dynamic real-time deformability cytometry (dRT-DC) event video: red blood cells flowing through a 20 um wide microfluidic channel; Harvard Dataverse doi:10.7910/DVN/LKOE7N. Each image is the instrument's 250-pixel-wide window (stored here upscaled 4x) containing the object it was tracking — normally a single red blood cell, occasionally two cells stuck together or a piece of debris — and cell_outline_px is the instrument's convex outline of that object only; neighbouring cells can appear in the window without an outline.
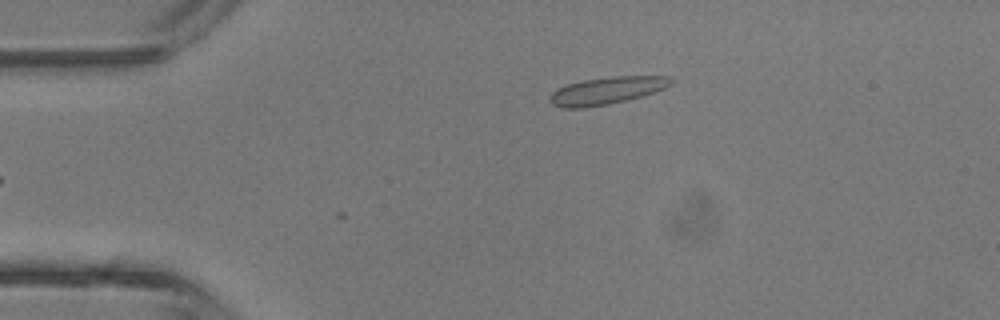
{"species": "common noctule bat (a hibernating species)", "species_latin": "Nyctalus noctula", "temperature_condition": "room temperature", "stored_images_in_passage": 2, "camera_frame_rate_fps": 3000, "um_per_image_px": 0.085, "animal": {"sex": "male", "body_mass_g": 13.3}, "frame": {"image": 1, "passage_image": 1, "time_ms": 0.0, "image_size_px": [1000, 320], "cell_outline_px": [[676, 80], [672, 84], [664, 88], [644, 96], [608, 104], [584, 108], [560, 108], [552, 104], [548, 100], [552, 92], [556, 88], [580, 80], [612, 76], [672, 76]], "centroid_in_image_um": [51.58, 7.69], "position_along_channel_um": 33.4, "area_um2": 19.65}}